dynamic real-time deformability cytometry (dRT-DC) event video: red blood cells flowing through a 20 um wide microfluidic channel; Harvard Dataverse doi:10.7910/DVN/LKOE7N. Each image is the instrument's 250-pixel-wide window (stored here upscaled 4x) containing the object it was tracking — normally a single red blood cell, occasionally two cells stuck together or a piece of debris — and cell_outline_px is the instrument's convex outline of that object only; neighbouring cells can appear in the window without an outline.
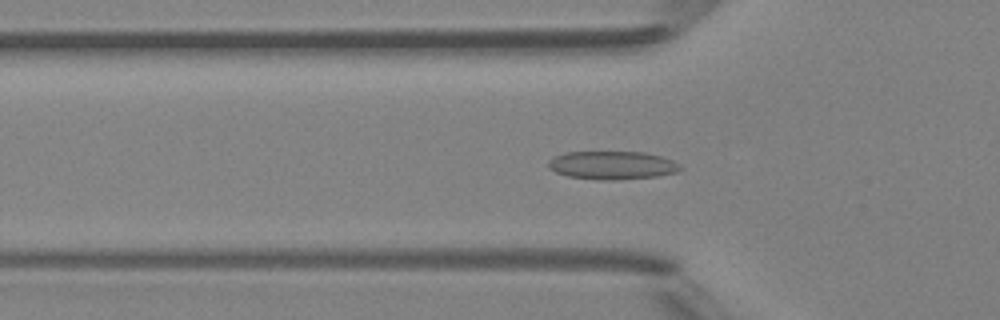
{"species": "Egyptian fruit bat (a non-hibernating species)", "species_latin": "Rousettus aegyptiacus", "temperature_condition": "room temperature", "stored_images_in_passage": 41, "camera_frame_rate_fps": 3000, "um_per_image_px": 0.085, "animal": {"sex": "female"}, "frame": {"image": 1, "passage_image": 15, "time_ms": 4.667, "image_size_px": [1000, 320], "cell_outline_px": [[684, 168], [676, 172], [656, 176], [616, 180], [604, 180], [568, 176], [556, 172], [548, 168], [548, 160], [564, 152], [644, 152], [660, 156], [672, 160], [680, 164]], "centroid_in_image_um": [52.04, 14.04], "position_along_channel_um": 73.8, "area_um2": 21.68}}
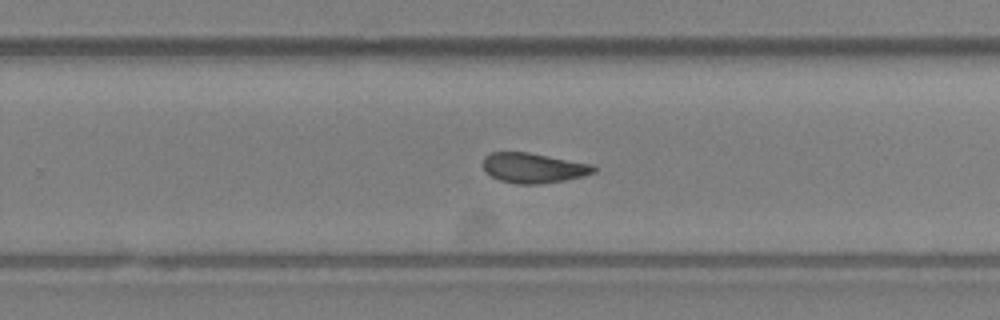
{"frame": {"image": 2, "passage_image": 30, "time_ms": 9.667, "image_size_px": [1000, 320], "cell_outline_px": [[596, 172], [584, 176], [564, 180], [540, 184], [516, 184], [500, 180], [492, 176], [484, 168], [484, 156], [492, 152], [528, 152], [592, 164], [596, 168]], "centroid_in_image_um": [45.37, 14.27], "position_along_channel_um": 284.4, "area_um2": 19.25}}
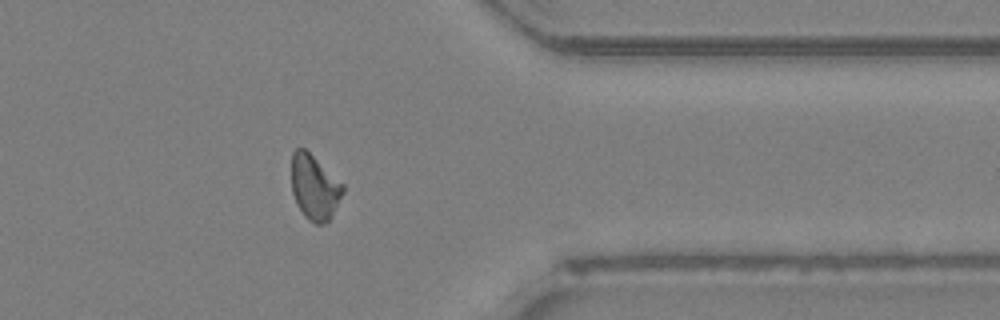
{"frame": {"image": 3, "passage_image": 38, "time_ms": 12.333, "image_size_px": [1000, 320], "cell_outline_px": [[344, 192], [332, 216], [324, 224], [316, 224], [308, 220], [304, 216], [296, 204], [292, 192], [292, 152], [296, 148], [304, 148], [344, 184]], "centroid_in_image_um": [26.73, 15.94], "position_along_channel_um": 384.7, "area_um2": 19.48}, "authors_computed_cell_mechanics": {"area_um2": 19.8832, "velocity_mm_per_s": 4.2306, "shape_relaxation_time_tau1_ms": null, "shape_relaxation_time_tau2_ms": 1.433, "deformation_change_tau1": null, "deformation_change_tau2": 0.0885}}